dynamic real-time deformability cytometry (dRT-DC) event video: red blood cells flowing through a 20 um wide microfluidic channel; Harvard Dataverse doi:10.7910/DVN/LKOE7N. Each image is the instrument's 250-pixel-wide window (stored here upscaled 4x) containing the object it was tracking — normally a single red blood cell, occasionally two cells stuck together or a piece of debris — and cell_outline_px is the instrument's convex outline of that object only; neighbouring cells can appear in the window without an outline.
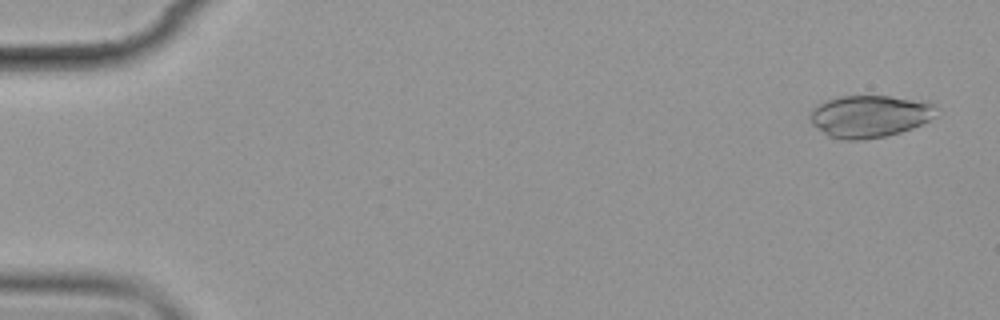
{"species": "common noctule bat (a hibernating species)", "species_latin": "Nyctalus noctula", "temperature_condition": "cold", "stored_images_in_passage": 6, "camera_frame_rate_fps": 3000, "um_per_image_px": 0.085, "animal": {"sex": "female", "body_mass_g": 19.9}, "frame": {"image": 1, "passage_image": 1, "time_ms": 0.0, "image_size_px": [1000, 320], "cell_outline_px": [[940, 108], [936, 116], [912, 128], [900, 132], [884, 136], [864, 140], [844, 140], [828, 136], [812, 124], [808, 116], [812, 108], [816, 104], [840, 96], [892, 96], [928, 100], [936, 104]], "centroid_in_image_um": [73.96, 9.86], "position_along_channel_um": 11.0, "area_um2": 31.62}}
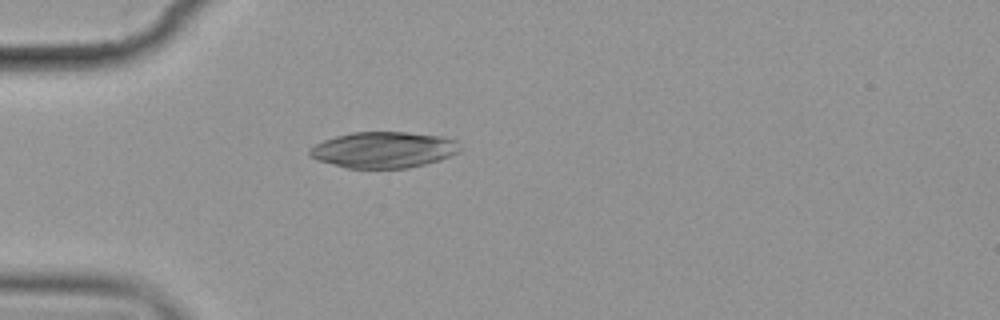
{"frame": {"image": 2, "passage_image": 5, "time_ms": 4.667, "image_size_px": [1000, 320], "cell_outline_px": [[460, 148], [456, 152], [440, 160], [408, 168], [344, 168], [316, 160], [308, 152], [316, 144], [324, 140], [336, 136], [352, 132], [404, 132], [440, 136], [456, 140]], "centroid_in_image_um": [32.57, 12.74], "position_along_channel_um": 52.4, "area_um2": 31.39}}